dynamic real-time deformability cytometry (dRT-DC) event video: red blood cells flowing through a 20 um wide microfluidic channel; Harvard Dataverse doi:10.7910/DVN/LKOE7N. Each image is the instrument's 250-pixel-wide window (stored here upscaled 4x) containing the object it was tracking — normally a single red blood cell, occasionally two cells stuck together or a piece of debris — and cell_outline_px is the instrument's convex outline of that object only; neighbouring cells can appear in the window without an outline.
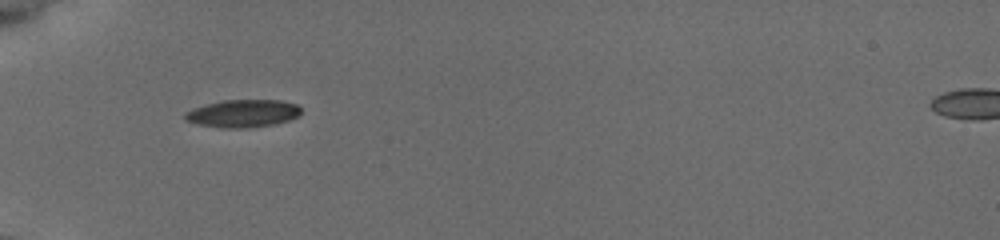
{"species": "common noctule bat (a hibernating species)", "species_latin": "Nyctalus noctula", "temperature_condition": "cold", "stored_images_in_passage": 4, "camera_frame_rate_fps": 3000, "um_per_image_px": 0.085, "animal": {"sex": "female", "body_mass_g": 19.5, "forearm_length_mm": 54.1}, "frame": {"image": 1, "passage_image": 1, "time_ms": 0.0, "image_size_px": [1000, 240], "cell_outline_px": [[300, 116], [276, 124], [248, 128], [220, 128], [196, 124], [184, 120], [184, 112], [192, 108], [224, 100], [280, 100], [296, 104], [300, 108]], "centroid_in_image_um": [20.62, 9.65], "position_along_channel_um": 64.4, "area_um2": 18.9}}